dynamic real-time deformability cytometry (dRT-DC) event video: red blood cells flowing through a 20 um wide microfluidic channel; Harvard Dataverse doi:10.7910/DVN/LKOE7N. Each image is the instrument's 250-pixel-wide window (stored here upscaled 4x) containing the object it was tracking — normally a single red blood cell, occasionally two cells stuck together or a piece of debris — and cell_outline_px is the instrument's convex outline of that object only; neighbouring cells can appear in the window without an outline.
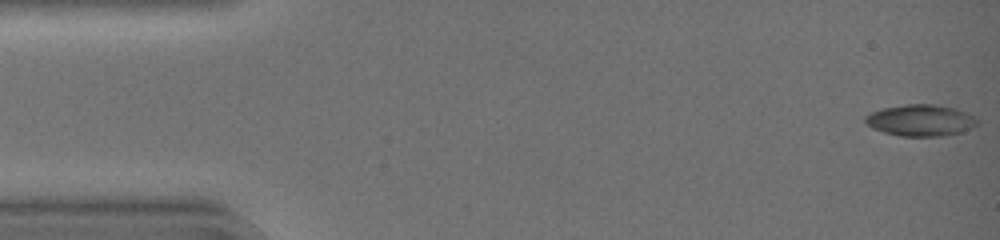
{"species": "common noctule bat (a hibernating species)", "species_latin": "Nyctalus noctula", "temperature_condition": "warm", "stored_images_in_passage": 44, "camera_frame_rate_fps": 3000, "um_per_image_px": 0.085, "animal": {"sex": "female", "body_mass_g": 19.0, "forearm_length_mm": 51.5}, "frame": {"image": 1, "passage_image": 1, "time_ms": 0.0, "image_size_px": [1000, 240], "cell_outline_px": [[976, 124], [972, 128], [960, 132], [944, 136], [900, 136], [884, 132], [872, 128], [864, 124], [864, 116], [872, 112], [884, 108], [908, 104], [936, 104], [956, 108], [972, 116], [976, 120]], "centroid_in_image_um": [78.21, 10.23], "position_along_channel_um": 6.8, "area_um2": 20.46}}
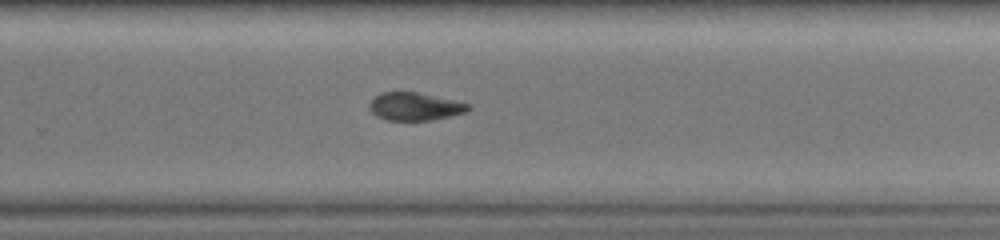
{"frame": {"image": 2, "passage_image": 30, "time_ms": 9.667, "image_size_px": [1000, 240], "cell_outline_px": [[472, 108], [464, 112], [432, 120], [384, 120], [376, 116], [368, 108], [368, 104], [380, 92], [416, 92], [456, 100], [468, 104]], "centroid_in_image_um": [35.22, 9.05], "position_along_channel_um": 294.6, "area_um2": 16.01}}
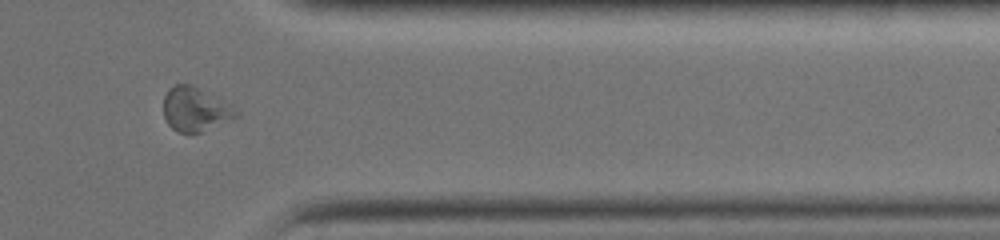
{"frame": {"image": 3, "passage_image": 37, "time_ms": 12.0, "image_size_px": [1000, 240], "cell_outline_px": [[240, 116], [200, 132], [176, 132], [168, 124], [164, 116], [164, 96], [168, 88], [176, 84], [192, 84], [240, 108]], "centroid_in_image_um": [16.65, 9.27], "position_along_channel_um": 394.8, "area_um2": 18.96}, "authors_computed_cell_mechanics": {"area_um2": 17.9469, "velocity_mm_per_s": 4.3662, "shape_relaxation_time_tau1_ms": 9.3284, "shape_relaxation_time_tau2_ms": 8.2133, "deformation_change_tau1": 0.2432, "deformation_change_tau2": 0.1536}}